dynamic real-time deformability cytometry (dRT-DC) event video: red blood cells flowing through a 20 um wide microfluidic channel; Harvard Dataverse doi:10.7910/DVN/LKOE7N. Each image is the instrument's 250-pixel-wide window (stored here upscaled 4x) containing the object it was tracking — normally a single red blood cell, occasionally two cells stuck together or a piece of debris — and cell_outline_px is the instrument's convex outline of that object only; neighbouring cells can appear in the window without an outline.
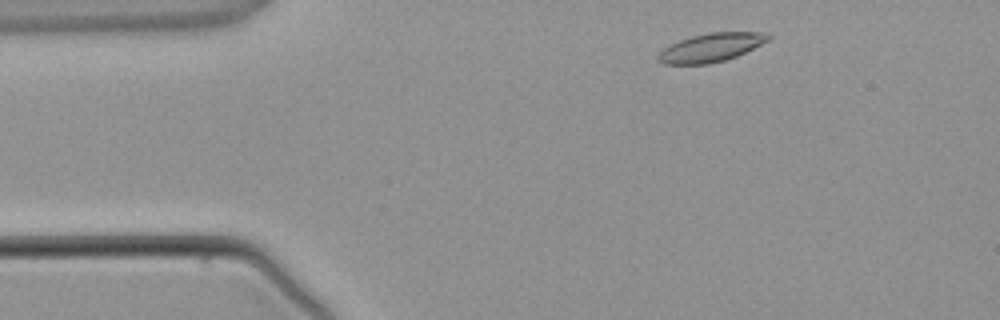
{"species": "common noctule bat (a hibernating species)", "species_latin": "Nyctalus noctula", "temperature_condition": "warm", "stored_images_in_passage": 2, "camera_frame_rate_fps": 3000, "um_per_image_px": 0.085, "animal": {"sex": "male", "body_mass_g": 21.5, "forearm_length_mm": 52.0}, "frame": {"image": 1, "passage_image": 1, "time_ms": 0.0, "image_size_px": [1000, 320], "cell_outline_px": [[772, 36], [768, 40], [736, 56], [724, 60], [708, 64], [664, 64], [656, 60], [656, 56], [664, 48], [680, 40], [692, 36], [708, 32], [768, 32]], "centroid_in_image_um": [60.42, 4.03], "position_along_channel_um": 24.6, "area_um2": 18.15}}
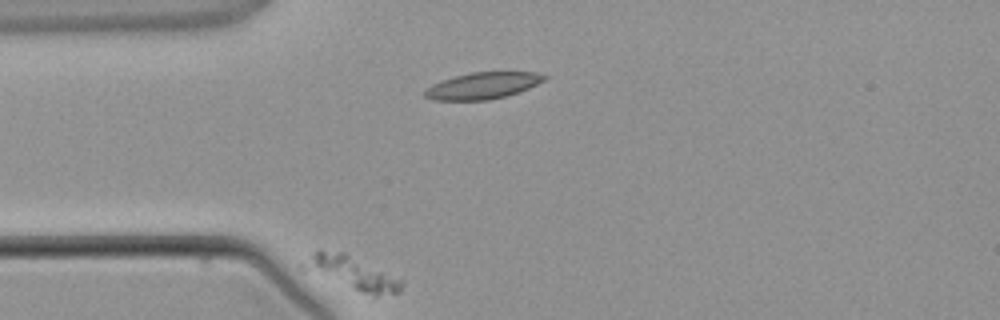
{"frame": {"image": 2, "passage_image": 2, "time_ms": 1.333, "image_size_px": [1000, 320], "cell_outline_px": [[404, 284], [400, 292], [376, 296], [300, 272], [296, 268], [312, 252], [320, 248], [344, 252], [404, 280]], "centroid_in_image_um": [29.76, 23.17], "position_along_channel_um": 55.2, "area_um2": 19.88}}